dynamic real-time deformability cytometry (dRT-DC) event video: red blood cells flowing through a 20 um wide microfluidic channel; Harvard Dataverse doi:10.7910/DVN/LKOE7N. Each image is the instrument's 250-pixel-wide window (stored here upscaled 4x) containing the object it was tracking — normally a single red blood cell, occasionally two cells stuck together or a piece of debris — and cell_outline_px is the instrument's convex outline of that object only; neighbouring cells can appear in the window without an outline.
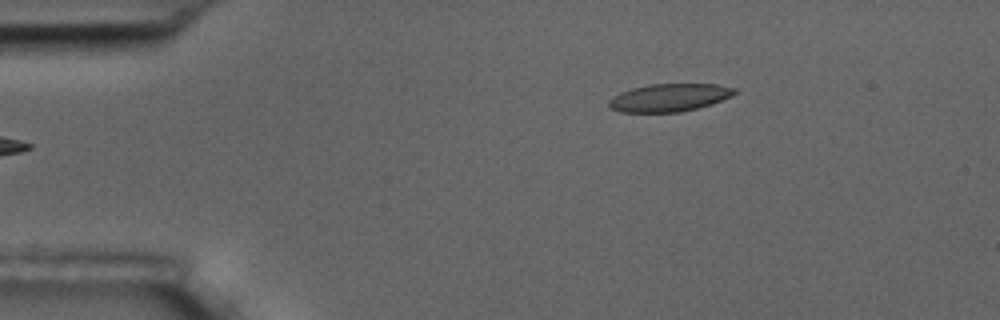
{"species": "common noctule bat (a hibernating species)", "species_latin": "Nyctalus noctula", "temperature_condition": "room temperature", "stored_images_in_passage": 2, "camera_frame_rate_fps": 3000, "um_per_image_px": 0.085, "animal": {"sex": "male", "body_mass_g": 17.5, "forearm_length_mm": 52.3}, "frame": {"image": 1, "passage_image": 2, "time_ms": 1.0, "image_size_px": [1000, 320], "cell_outline_px": [[736, 92], [732, 96], [712, 104], [680, 112], [620, 112], [612, 108], [608, 104], [608, 100], [612, 96], [620, 92], [632, 88], [652, 84], [716, 84], [736, 88]], "centroid_in_image_um": [56.89, 8.29], "position_along_channel_um": 28.1, "area_um2": 20.35}}